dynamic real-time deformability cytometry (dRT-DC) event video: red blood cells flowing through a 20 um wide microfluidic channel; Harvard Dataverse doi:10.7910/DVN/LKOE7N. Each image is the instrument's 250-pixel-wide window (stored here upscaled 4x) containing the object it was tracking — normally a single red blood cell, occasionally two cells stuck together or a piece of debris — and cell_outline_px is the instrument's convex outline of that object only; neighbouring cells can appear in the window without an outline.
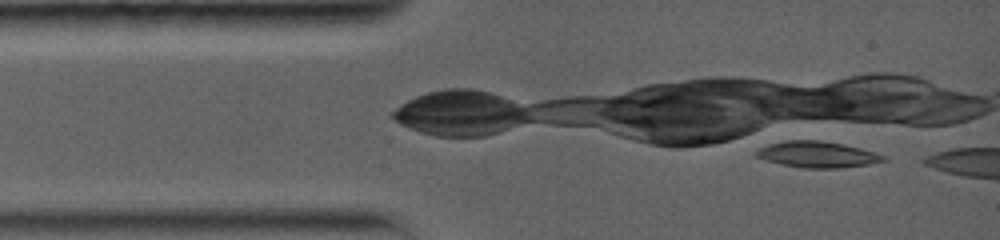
{"species": "common noctule bat (a hibernating species)", "species_latin": "Nyctalus noctula", "temperature_condition": "warm", "stored_images_in_passage": 13, "camera_frame_rate_fps": 5000, "um_per_image_px": 0.085, "animal": {"sex": "female", "body_mass_g": 19.0, "forearm_length_mm": 56.7}, "frame": {"image": 1, "passage_image": 1, "time_ms": 0.0, "image_size_px": [1000, 240], "cell_outline_px": [[888, 160], [868, 164], [840, 168], [804, 168], [784, 164], [768, 160], [756, 156], [756, 152], [760, 148], [768, 144], [784, 140], [820, 140], [844, 144], [860, 148], [884, 156]], "centroid_in_image_um": [69.48, 13.12], "position_along_channel_um": 15.5, "area_um2": 19.07}, "authors_computed_cell_mechanics": {"area_um2": 19.4786, "velocity_mm_per_s": 3.8342, "shape_relaxation_time_tau1_ms": 9.9968, "shape_relaxation_time_tau2_ms": null, "deformation_change_tau1": 0.2191, "deformation_change_tau2": null}}